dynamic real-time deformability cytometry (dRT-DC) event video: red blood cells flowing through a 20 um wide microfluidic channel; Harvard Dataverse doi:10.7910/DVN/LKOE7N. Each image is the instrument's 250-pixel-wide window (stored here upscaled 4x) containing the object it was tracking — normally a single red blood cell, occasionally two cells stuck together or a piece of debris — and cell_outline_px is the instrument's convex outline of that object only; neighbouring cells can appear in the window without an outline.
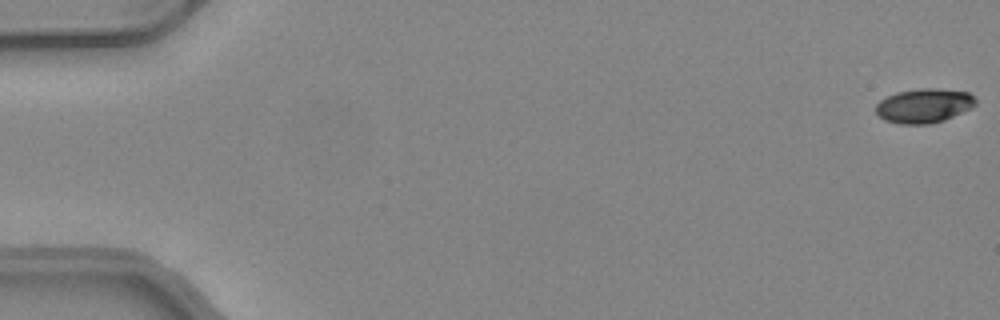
{"species": "common noctule bat (a hibernating species)", "species_latin": "Nyctalus noctula", "temperature_condition": "warm", "stored_images_in_passage": 17, "camera_frame_rate_fps": 3000, "um_per_image_px": 0.085, "animal": {"sex": "female", "body_mass_g": 24.6, "forearm_length_mm": 56.2}, "frame": {"image": 1, "passage_image": 1, "time_ms": 0.0, "image_size_px": [1000, 320], "cell_outline_px": [[976, 104], [972, 108], [944, 120], [928, 124], [900, 124], [884, 120], [876, 112], [876, 104], [880, 100], [896, 92], [920, 88], [936, 88], [968, 92], [976, 100]], "centroid_in_image_um": [78.54, 8.98], "position_along_channel_um": 6.5, "area_um2": 19.94}}
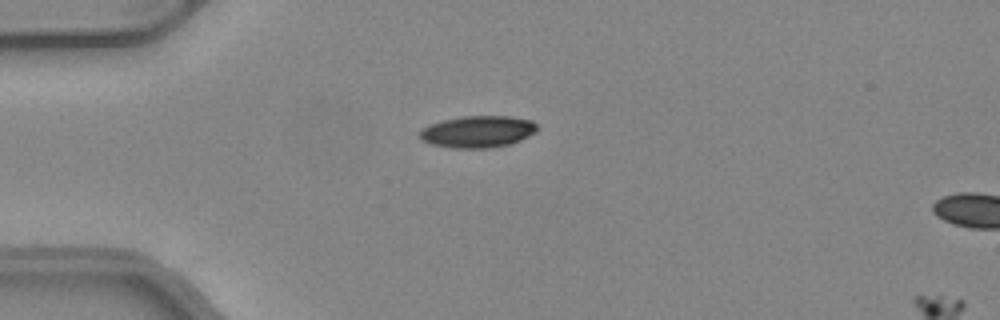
{"frame": {"image": 2, "passage_image": 14, "time_ms": 4.333, "image_size_px": [1000, 320], "cell_outline_px": [[540, 128], [536, 132], [520, 140], [508, 144], [492, 148], [452, 148], [432, 144], [420, 140], [420, 128], [428, 124], [460, 116], [512, 116], [532, 120]], "centroid_in_image_um": [40.61, 11.18], "position_along_channel_um": 44.4, "area_um2": 22.02}}